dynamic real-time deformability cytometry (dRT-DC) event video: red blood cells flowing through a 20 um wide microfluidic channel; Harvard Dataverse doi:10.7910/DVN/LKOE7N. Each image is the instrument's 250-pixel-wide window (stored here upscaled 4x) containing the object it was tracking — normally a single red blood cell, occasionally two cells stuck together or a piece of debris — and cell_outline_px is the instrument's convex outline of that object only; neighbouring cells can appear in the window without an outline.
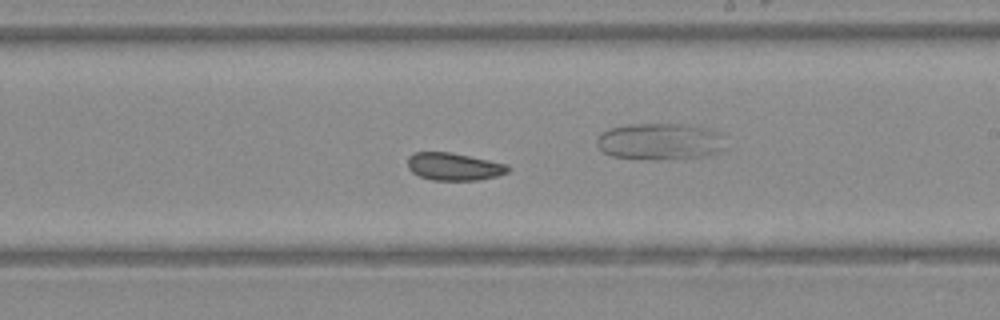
{"species": "Egyptian fruit bat (a non-hibernating species)", "species_latin": "Rousettus aegyptiacus", "temperature_condition": "warm", "stored_images_in_passage": 40, "camera_frame_rate_fps": 3000, "um_per_image_px": 0.085, "animal": {"sex": "female"}, "frame": {"image": 1, "passage_image": 23, "time_ms": 7.333, "image_size_px": [1000, 320], "cell_outline_px": [[512, 168], [508, 172], [496, 176], [476, 180], [432, 180], [420, 176], [412, 172], [408, 168], [408, 156], [412, 152], [448, 152], [508, 164]], "centroid_in_image_um": [38.58, 14.16], "position_along_channel_um": 250.4, "area_um2": 16.07}}